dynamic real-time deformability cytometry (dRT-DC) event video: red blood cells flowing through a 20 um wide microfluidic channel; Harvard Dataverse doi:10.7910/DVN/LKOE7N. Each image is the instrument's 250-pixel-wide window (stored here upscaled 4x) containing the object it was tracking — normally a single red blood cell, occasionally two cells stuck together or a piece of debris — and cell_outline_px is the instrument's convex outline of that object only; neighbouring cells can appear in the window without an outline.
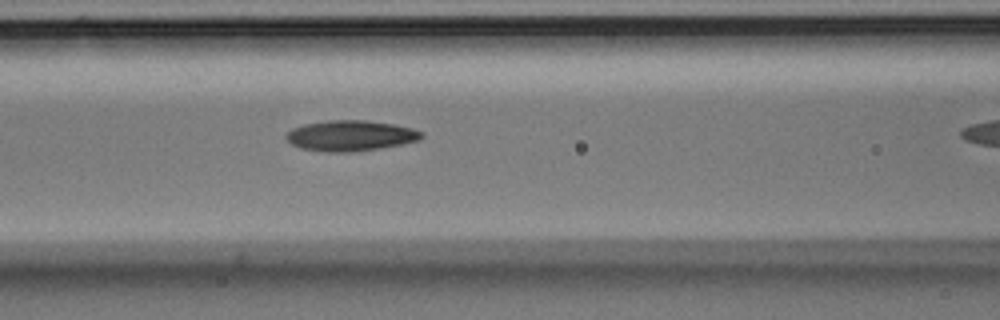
{"species": "Egyptian fruit bat (a non-hibernating species)", "species_latin": "Rousettus aegyptiacus", "temperature_condition": "room temperature", "stored_images_in_passage": 5, "segment_of_instrument_passage": [1, 2], "camera_frame_rate_fps": 3000, "um_per_image_px": 0.085, "animal": {"sex": "male"}, "frame": {"image": 1, "passage_image": 4, "time_ms": 1.0, "image_size_px": [1000, 320], "cell_outline_px": [[424, 136], [420, 140], [380, 148], [352, 152], [328, 152], [300, 148], [292, 144], [284, 136], [292, 128], [304, 124], [328, 120], [368, 120], [392, 124], [412, 128], [424, 132]], "centroid_in_image_um": [29.8, 11.53], "position_along_channel_um": 136.8, "area_um2": 24.16}}